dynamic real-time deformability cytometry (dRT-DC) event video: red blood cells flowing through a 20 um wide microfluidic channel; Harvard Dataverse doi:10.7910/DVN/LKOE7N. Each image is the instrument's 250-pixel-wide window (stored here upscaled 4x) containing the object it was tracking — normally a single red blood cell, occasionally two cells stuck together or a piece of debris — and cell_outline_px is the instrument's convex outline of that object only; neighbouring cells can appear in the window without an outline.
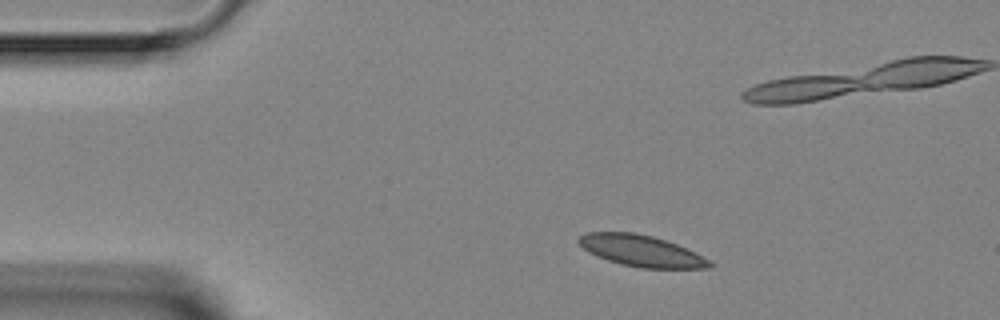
{"species": "Egyptian fruit bat (a non-hibernating species)", "species_latin": "Rousettus aegyptiacus", "temperature_condition": "room temperature", "stored_images_in_passage": 5, "camera_frame_rate_fps": 3000, "um_per_image_px": 0.085, "animal": {"sex": "female"}, "frame": {"image": 1, "passage_image": 1, "time_ms": 0.0, "image_size_px": [1000, 320], "cell_outline_px": [[716, 264], [712, 268], [640, 268], [620, 264], [596, 256], [588, 252], [576, 240], [580, 236], [588, 232], [636, 232], [652, 236], [676, 244], [696, 252]], "centroid_in_image_um": [54.53, 21.33], "position_along_channel_um": 30.5, "area_um2": 23.99}}
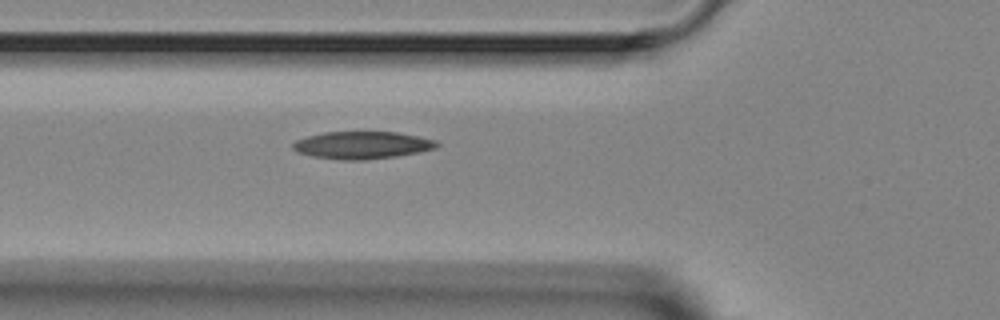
{"frame": {"image": 2, "passage_image": 5, "time_ms": 5.667, "image_size_px": [1000, 320], "cell_outline_px": [[440, 144], [436, 148], [396, 156], [364, 160], [340, 160], [312, 156], [296, 152], [292, 148], [292, 144], [296, 140], [308, 136], [324, 132], [396, 132], [436, 140]], "centroid_in_image_um": [30.74, 12.34], "position_along_channel_um": 95.1, "area_um2": 22.89}}